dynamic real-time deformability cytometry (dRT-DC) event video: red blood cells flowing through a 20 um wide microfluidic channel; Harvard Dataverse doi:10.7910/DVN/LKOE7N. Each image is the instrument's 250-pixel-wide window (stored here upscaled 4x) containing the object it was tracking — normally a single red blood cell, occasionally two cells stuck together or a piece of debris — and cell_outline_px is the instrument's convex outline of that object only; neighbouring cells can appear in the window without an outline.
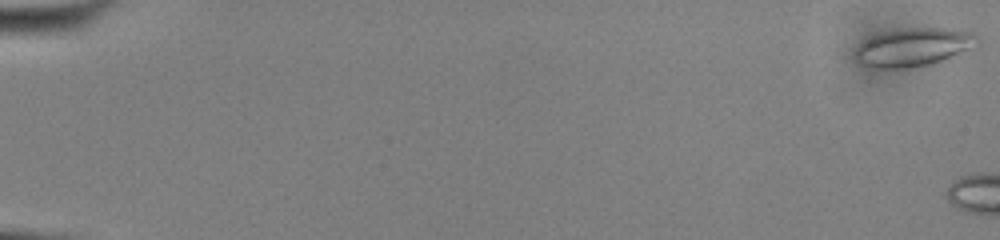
{"species": "common noctule bat (a hibernating species)", "species_latin": "Nyctalus noctula", "temperature_condition": "cold", "stored_images_in_passage": 5, "camera_frame_rate_fps": 3000, "um_per_image_px": 0.085, "animal": {"sex": "male", "body_mass_g": 13.0, "forearm_length_mm": 53.1}, "frame": {"image": 1, "passage_image": 1, "time_ms": 0.0, "image_size_px": [1000, 240], "cell_outline_px": [[980, 44], [940, 60], [928, 64], [904, 68], [876, 68], [864, 64], [856, 60], [856, 48], [864, 40], [872, 36], [884, 32], [908, 28], [948, 28], [972, 32], [980, 40]], "centroid_in_image_um": [77.65, 3.99], "position_along_channel_um": 7.4, "area_um2": 26.65}}